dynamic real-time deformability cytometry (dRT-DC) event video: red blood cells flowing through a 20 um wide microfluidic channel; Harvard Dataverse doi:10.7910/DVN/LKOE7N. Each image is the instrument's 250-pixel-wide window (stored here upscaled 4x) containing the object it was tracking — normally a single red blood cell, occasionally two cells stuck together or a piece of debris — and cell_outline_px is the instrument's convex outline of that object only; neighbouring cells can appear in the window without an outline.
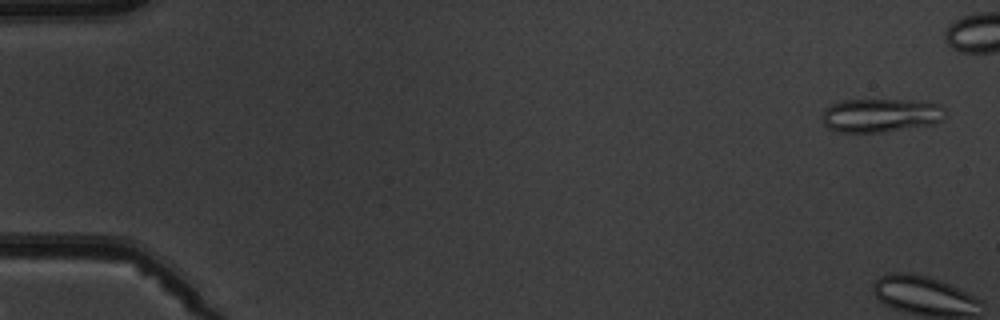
{"species": "common noctule bat (a hibernating species)", "species_latin": "Nyctalus noctula", "temperature_condition": "warm", "stored_images_in_passage": 6, "camera_frame_rate_fps": 3000, "um_per_image_px": 0.085, "animal": {"sex": "male", "body_mass_g": 19.5, "forearm_length_mm": 54.6}, "frame": {"image": 1, "passage_image": 1, "time_ms": 0.0, "image_size_px": [1000, 320], "cell_outline_px": [[948, 112], [940, 120], [932, 124], [884, 132], [840, 132], [828, 128], [820, 120], [820, 116], [824, 108], [840, 100], [908, 100], [940, 104]], "centroid_in_image_um": [74.81, 9.8], "position_along_channel_um": 10.2, "area_um2": 24.33}}